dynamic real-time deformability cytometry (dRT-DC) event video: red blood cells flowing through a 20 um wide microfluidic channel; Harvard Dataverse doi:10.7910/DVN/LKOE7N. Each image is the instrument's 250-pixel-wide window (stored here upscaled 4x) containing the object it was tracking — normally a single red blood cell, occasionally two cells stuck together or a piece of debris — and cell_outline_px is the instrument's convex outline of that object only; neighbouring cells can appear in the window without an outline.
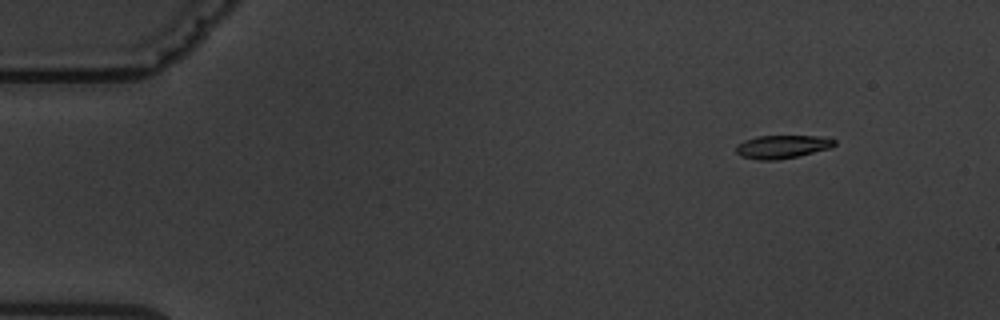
{"species": "common noctule bat (a hibernating species)", "species_latin": "Nyctalus noctula", "temperature_condition": "warm", "stored_images_in_passage": 5, "camera_frame_rate_fps": 3000, "um_per_image_px": 0.085, "animal": {"sex": "male", "body_mass_g": 19.5, "forearm_length_mm": 54.6}, "frame": {"image": 1, "passage_image": 2, "time_ms": 1.333, "image_size_px": [1000, 320], "cell_outline_px": [[836, 144], [832, 148], [796, 156], [776, 160], [756, 160], [740, 156], [736, 152], [736, 144], [744, 140], [756, 136], [820, 136], [836, 140]], "centroid_in_image_um": [66.46, 12.47], "position_along_channel_um": 18.5, "area_um2": 13.41}}
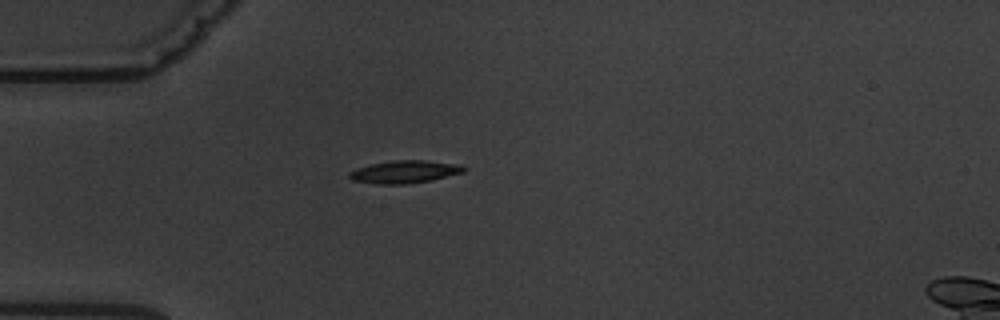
{"frame": {"image": 2, "passage_image": 5, "time_ms": 4.667, "image_size_px": [1000, 320], "cell_outline_px": [[468, 168], [464, 172], [432, 180], [404, 184], [376, 184], [352, 180], [348, 176], [348, 172], [356, 168], [372, 164], [392, 160], [424, 160], [460, 164]], "centroid_in_image_um": [34.4, 14.6], "position_along_channel_um": 50.6, "area_um2": 15.2}}